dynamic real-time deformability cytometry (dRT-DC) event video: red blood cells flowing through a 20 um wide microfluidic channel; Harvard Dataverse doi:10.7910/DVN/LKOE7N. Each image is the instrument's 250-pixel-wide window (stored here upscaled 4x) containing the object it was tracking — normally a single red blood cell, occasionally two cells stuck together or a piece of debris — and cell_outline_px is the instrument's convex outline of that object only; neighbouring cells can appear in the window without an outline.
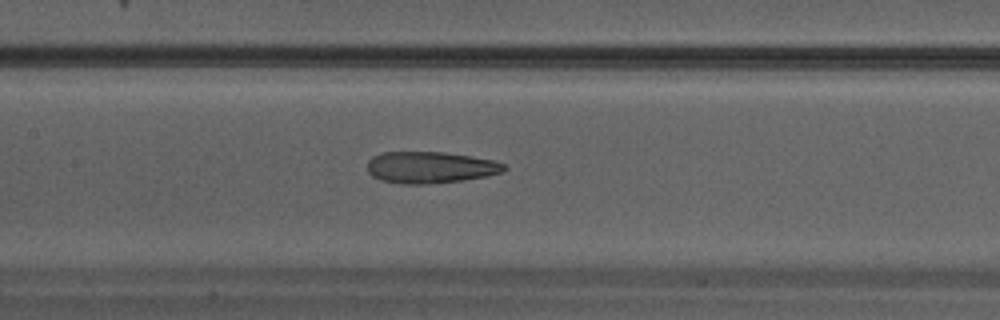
{"species": "Egyptian fruit bat (a non-hibernating species)", "species_latin": "Rousettus aegyptiacus", "temperature_condition": "warm", "stored_images_in_passage": 25, "camera_frame_rate_fps": 3000, "um_per_image_px": 0.085, "animal": {"sex": "male"}, "frame": {"image": 1, "passage_image": 8, "time_ms": 2.333, "image_size_px": [1000, 320], "cell_outline_px": [[508, 168], [504, 172], [484, 176], [460, 180], [424, 184], [404, 184], [380, 180], [372, 176], [368, 172], [368, 160], [372, 156], [384, 152], [444, 152], [492, 160], [504, 164]], "centroid_in_image_um": [36.54, 14.22], "position_along_channel_um": 170.9, "area_um2": 24.97}}
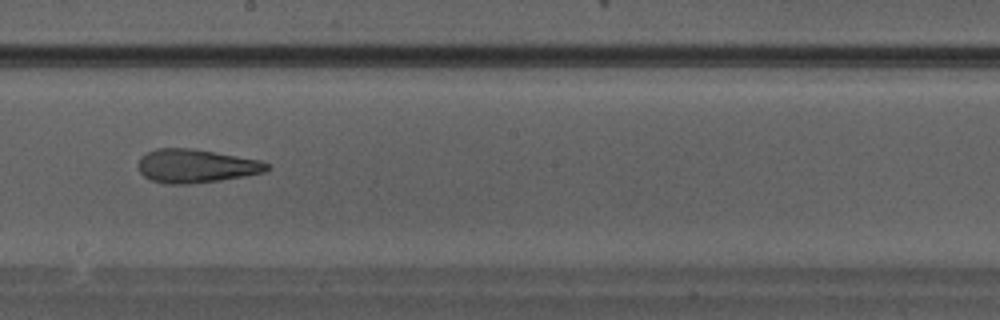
{"frame": {"image": 2, "passage_image": 11, "time_ms": 3.333, "image_size_px": [1000, 320], "cell_outline_px": [[272, 168], [264, 172], [244, 176], [220, 180], [188, 184], [164, 184], [152, 180], [144, 176], [140, 172], [140, 156], [156, 148], [192, 148], [260, 160], [268, 164]], "centroid_in_image_um": [16.67, 14.11], "position_along_channel_um": 231.5, "area_um2": 25.03}}